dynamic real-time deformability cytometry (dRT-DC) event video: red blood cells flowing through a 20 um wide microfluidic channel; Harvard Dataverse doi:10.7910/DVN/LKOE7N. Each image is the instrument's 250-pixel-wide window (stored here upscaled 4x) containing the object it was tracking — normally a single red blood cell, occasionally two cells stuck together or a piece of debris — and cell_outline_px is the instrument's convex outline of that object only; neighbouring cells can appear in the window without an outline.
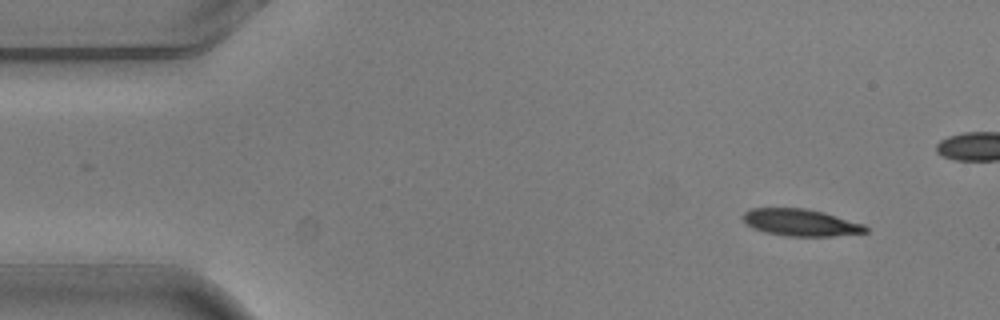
{"species": "common noctule bat (a hibernating species)", "species_latin": "Nyctalus noctula", "temperature_condition": "warm", "stored_images_in_passage": 6, "camera_frame_rate_fps": 3000, "um_per_image_px": 0.085, "animal": {"sex": "male", "body_mass_g": 20.5, "forearm_length_mm": 52.5}, "frame": {"image": 1, "passage_image": 1, "time_ms": 0.0, "image_size_px": [1000, 320], "cell_outline_px": [[868, 232], [832, 236], [788, 236], [768, 232], [752, 228], [740, 216], [744, 212], [752, 208], [804, 208], [824, 212], [864, 224], [868, 228]], "centroid_in_image_um": [68.07, 18.91], "position_along_channel_um": 16.9, "area_um2": 19.19}}